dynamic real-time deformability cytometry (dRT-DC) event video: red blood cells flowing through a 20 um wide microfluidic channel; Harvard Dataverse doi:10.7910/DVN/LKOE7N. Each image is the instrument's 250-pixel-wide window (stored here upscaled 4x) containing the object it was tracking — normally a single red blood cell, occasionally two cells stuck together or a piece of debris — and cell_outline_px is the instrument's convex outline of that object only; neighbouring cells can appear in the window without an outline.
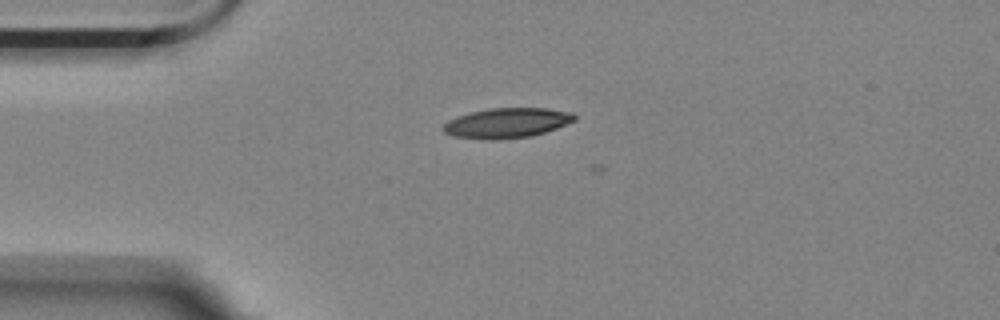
{"species": "Egyptian fruit bat (a non-hibernating species)", "species_latin": "Rousettus aegyptiacus", "temperature_condition": "room temperature", "stored_images_in_passage": 4, "camera_frame_rate_fps": 3000, "um_per_image_px": 0.085, "animal": {"sex": "female"}, "frame": {"image": 1, "passage_image": 1, "time_ms": 0.0, "image_size_px": [1000, 320], "cell_outline_px": [[576, 120], [556, 128], [532, 136], [496, 140], [484, 140], [452, 136], [444, 132], [440, 128], [448, 120], [456, 116], [488, 108], [548, 108], [572, 112], [576, 116]], "centroid_in_image_um": [43.05, 10.46], "position_along_channel_um": 41.9, "area_um2": 23.18}}